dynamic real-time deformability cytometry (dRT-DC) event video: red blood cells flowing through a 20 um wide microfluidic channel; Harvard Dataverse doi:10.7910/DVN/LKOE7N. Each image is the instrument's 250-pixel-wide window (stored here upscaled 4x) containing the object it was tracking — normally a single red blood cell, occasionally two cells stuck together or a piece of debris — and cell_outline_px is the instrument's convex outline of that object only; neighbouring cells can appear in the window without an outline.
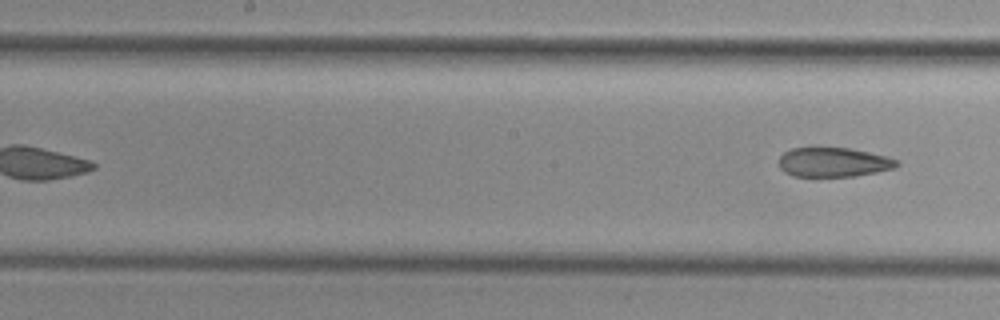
{"species": "common noctule bat (a hibernating species)", "species_latin": "Nyctalus noctula", "temperature_condition": "cold", "stored_images_in_passage": 9, "segment_of_instrument_passage": [2, 2], "camera_frame_rate_fps": 3000, "um_per_image_px": 0.085, "animal": {"sex": "female", "body_mass_g": 29.2, "forearm_length_mm": 56.3}, "frame": {"image": 1, "passage_image": 9, "time_ms": 10.333, "image_size_px": [1000, 320], "cell_outline_px": [[900, 164], [896, 168], [856, 176], [792, 176], [784, 172], [780, 168], [780, 156], [784, 152], [792, 148], [848, 148], [868, 152], [900, 160]], "centroid_in_image_um": [70.87, 13.79], "position_along_channel_um": 177.3, "area_um2": 20.11}}